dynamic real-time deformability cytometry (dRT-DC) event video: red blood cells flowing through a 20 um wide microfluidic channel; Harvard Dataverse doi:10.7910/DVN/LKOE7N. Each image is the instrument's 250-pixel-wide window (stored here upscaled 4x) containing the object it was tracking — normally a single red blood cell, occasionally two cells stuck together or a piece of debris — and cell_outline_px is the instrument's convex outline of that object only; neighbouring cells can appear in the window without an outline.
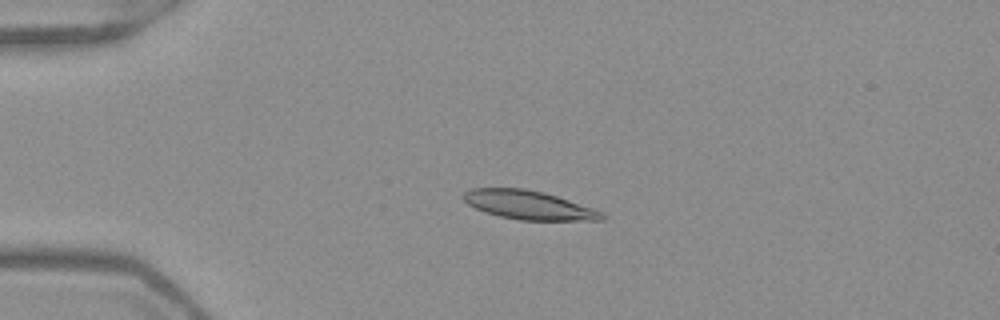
{"species": "Egyptian fruit bat (a non-hibernating species)", "species_latin": "Rousettus aegyptiacus", "temperature_condition": "warm", "stored_images_in_passage": 42, "camera_frame_rate_fps": 3000, "um_per_image_px": 0.085, "frame": {"image": 1, "passage_image": 3, "time_ms": 0.667, "image_size_px": [1000, 320], "cell_outline_px": [[604, 220], [520, 220], [500, 216], [484, 212], [468, 204], [460, 196], [464, 192], [472, 188], [524, 188], [544, 192], [604, 212]], "centroid_in_image_um": [44.9, 17.42], "position_along_channel_um": 40.1, "area_um2": 23.12}}
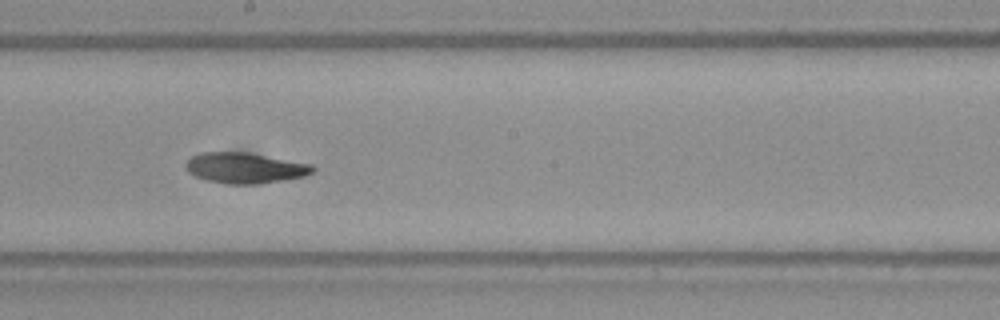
{"frame": {"image": 2, "passage_image": 20, "time_ms": 6.333, "image_size_px": [1000, 320], "cell_outline_px": [[316, 168], [312, 172], [304, 176], [284, 180], [256, 184], [228, 184], [204, 180], [188, 172], [184, 164], [192, 156], [200, 152], [248, 152], [312, 164]], "centroid_in_image_um": [20.81, 14.27], "position_along_channel_um": 227.4, "area_um2": 22.77}}
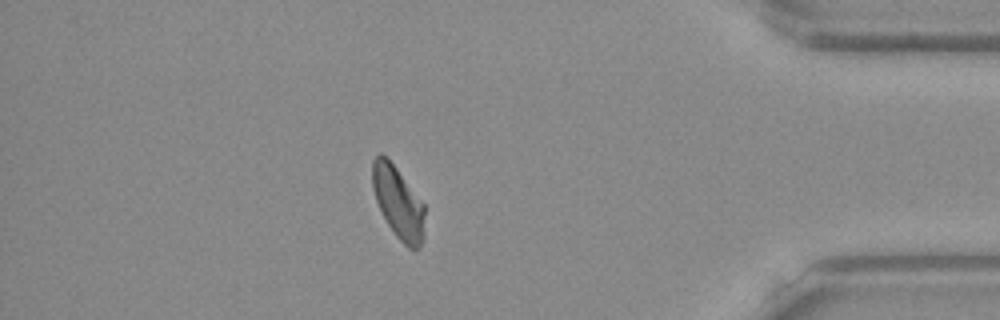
{"frame": {"image": 3, "passage_image": 36, "time_ms": 11.667, "image_size_px": [1000, 320], "cell_outline_px": [[424, 240], [416, 248], [408, 248], [396, 236], [388, 224], [376, 200], [372, 188], [372, 160], [380, 152], [396, 168], [424, 204]], "centroid_in_image_um": [33.84, 17.21], "position_along_channel_um": 401.4, "area_um2": 21.56}, "authors_computed_cell_mechanics": {"area_um2": 22.253, "velocity_mm_per_s": 3.929, "shape_relaxation_time_tau1_ms": null, "shape_relaxation_time_tau2_ms": 4.5475, "deformation_change_tau1": null, "deformation_change_tau2": 0.1071}}